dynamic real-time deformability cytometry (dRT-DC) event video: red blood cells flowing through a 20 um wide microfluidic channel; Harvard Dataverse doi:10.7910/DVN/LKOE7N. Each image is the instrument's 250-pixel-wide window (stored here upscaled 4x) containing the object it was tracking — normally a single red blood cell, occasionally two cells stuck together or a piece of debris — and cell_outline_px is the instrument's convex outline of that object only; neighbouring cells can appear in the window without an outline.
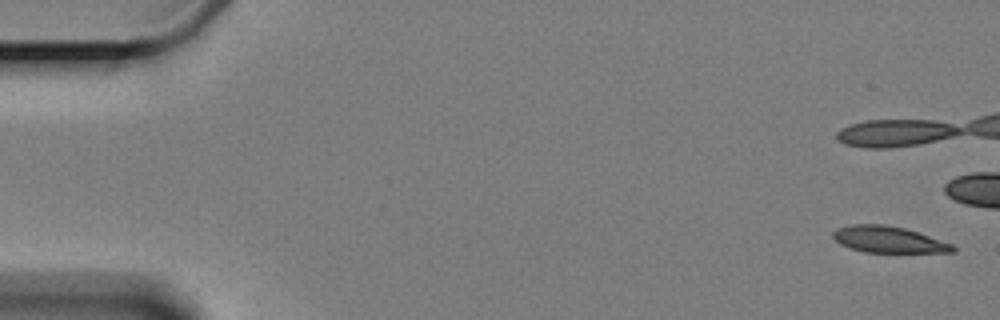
{"species": "Egyptian fruit bat (a non-hibernating species)", "species_latin": "Rousettus aegyptiacus", "temperature_condition": "cold", "stored_images_in_passage": 6, "camera_frame_rate_fps": 3000, "um_per_image_px": 0.085, "animal": {"sex": "female"}, "frame": {"image": 1, "passage_image": 1, "time_ms": 0.0, "image_size_px": [1000, 320], "cell_outline_px": [[956, 252], [864, 252], [848, 248], [840, 244], [832, 236], [832, 232], [836, 228], [852, 224], [884, 224], [904, 228], [952, 244], [956, 248]], "centroid_in_image_um": [75.47, 20.36], "position_along_channel_um": 9.5, "area_um2": 18.32}}